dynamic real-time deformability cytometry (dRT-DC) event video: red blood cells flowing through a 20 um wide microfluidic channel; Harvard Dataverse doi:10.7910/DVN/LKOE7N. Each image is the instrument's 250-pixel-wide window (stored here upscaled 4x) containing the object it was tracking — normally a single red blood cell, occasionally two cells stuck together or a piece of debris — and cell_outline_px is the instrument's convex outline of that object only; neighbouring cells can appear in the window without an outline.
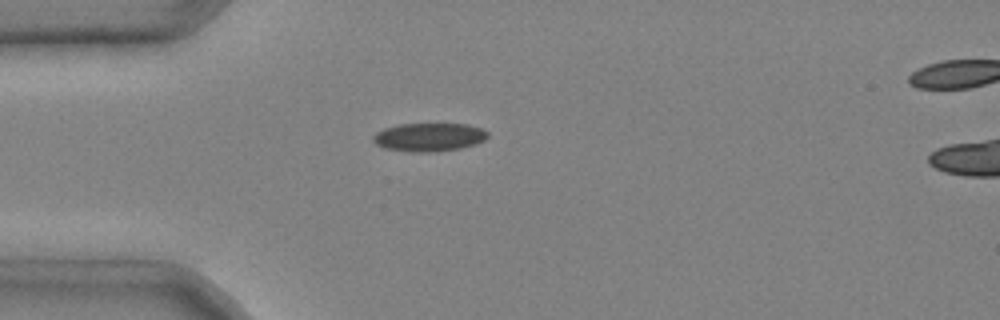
{"species": "common noctule bat (a hibernating species)", "species_latin": "Nyctalus noctula", "temperature_condition": "cold", "stored_images_in_passage": 2, "camera_frame_rate_fps": 3000, "um_per_image_px": 0.085, "animal": {"sex": "male", "body_mass_g": 20.4}, "frame": {"image": 1, "passage_image": 1, "time_ms": 0.0, "image_size_px": [1000, 320], "cell_outline_px": [[488, 136], [484, 140], [476, 144], [460, 148], [436, 152], [412, 152], [384, 148], [376, 144], [372, 140], [372, 136], [376, 132], [384, 128], [400, 124], [468, 124], [484, 128], [488, 132]], "centroid_in_image_um": [36.48, 11.65], "position_along_channel_um": 48.5, "area_um2": 19.13}}